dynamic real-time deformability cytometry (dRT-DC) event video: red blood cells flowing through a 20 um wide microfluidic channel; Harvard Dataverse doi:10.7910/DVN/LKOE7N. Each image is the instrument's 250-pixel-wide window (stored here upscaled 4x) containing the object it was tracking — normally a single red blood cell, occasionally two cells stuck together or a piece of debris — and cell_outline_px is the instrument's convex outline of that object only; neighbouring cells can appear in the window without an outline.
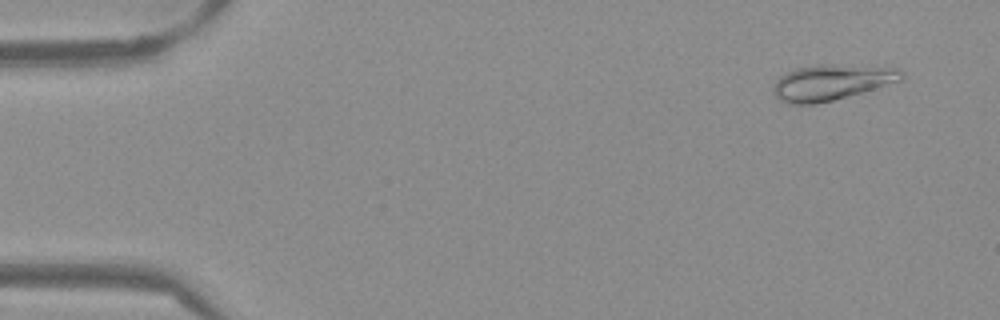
{"species": "Egyptian fruit bat (a non-hibernating species)", "species_latin": "Rousettus aegyptiacus", "temperature_condition": "warm", "stored_images_in_passage": 53, "camera_frame_rate_fps": 3000, "um_per_image_px": 0.085, "frame": {"image": 1, "passage_image": 4, "time_ms": 1.0, "image_size_px": [1000, 320], "cell_outline_px": [[904, 76], [900, 80], [860, 92], [832, 100], [816, 104], [788, 104], [780, 100], [772, 92], [772, 88], [776, 80], [784, 72], [796, 68], [816, 64], [832, 64], [900, 68], [904, 72]], "centroid_in_image_um": [70.61, 6.98], "position_along_channel_um": 14.4, "area_um2": 26.53}}
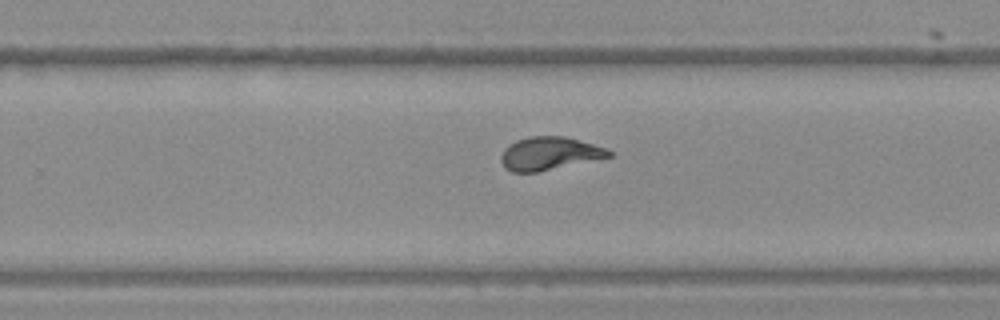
{"frame": {"image": 2, "passage_image": 34, "time_ms": 11.0, "image_size_px": [1000, 320], "cell_outline_px": [[612, 156], [536, 172], [512, 172], [504, 168], [500, 160], [500, 156], [504, 148], [508, 144], [516, 140], [532, 136], [564, 136], [592, 144], [604, 148], [612, 152]], "centroid_in_image_um": [46.62, 13.04], "position_along_channel_um": 283.2, "area_um2": 20.58}}
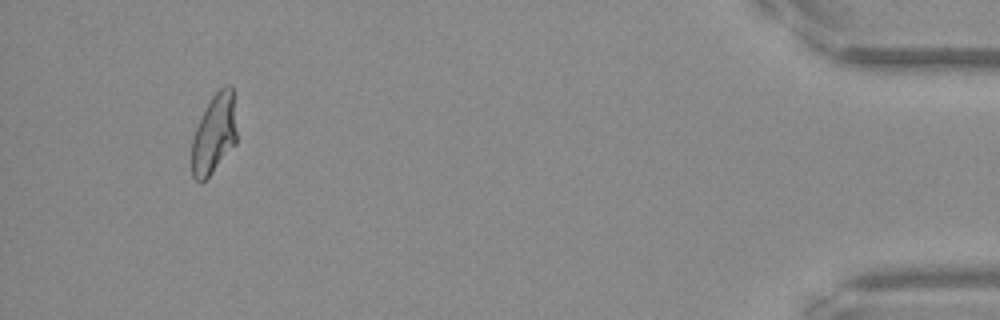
{"frame": {"image": 3, "passage_image": 50, "time_ms": 16.333, "image_size_px": [1000, 320], "cell_outline_px": [[236, 144], [212, 172], [204, 180], [196, 180], [192, 176], [192, 136], [212, 96], [224, 84], [232, 84], [236, 132]], "centroid_in_image_um": [18.21, 11.36], "position_along_channel_um": 417.0, "area_um2": 20.58}, "authors_computed_cell_mechanics": {"area_um2": 21.4438, "velocity_mm_per_s": 3.8462, "shape_relaxation_time_tau1_ms": 4.9431, "shape_relaxation_time_tau2_ms": null, "deformation_change_tau1": 0.1924, "deformation_change_tau2": null}}